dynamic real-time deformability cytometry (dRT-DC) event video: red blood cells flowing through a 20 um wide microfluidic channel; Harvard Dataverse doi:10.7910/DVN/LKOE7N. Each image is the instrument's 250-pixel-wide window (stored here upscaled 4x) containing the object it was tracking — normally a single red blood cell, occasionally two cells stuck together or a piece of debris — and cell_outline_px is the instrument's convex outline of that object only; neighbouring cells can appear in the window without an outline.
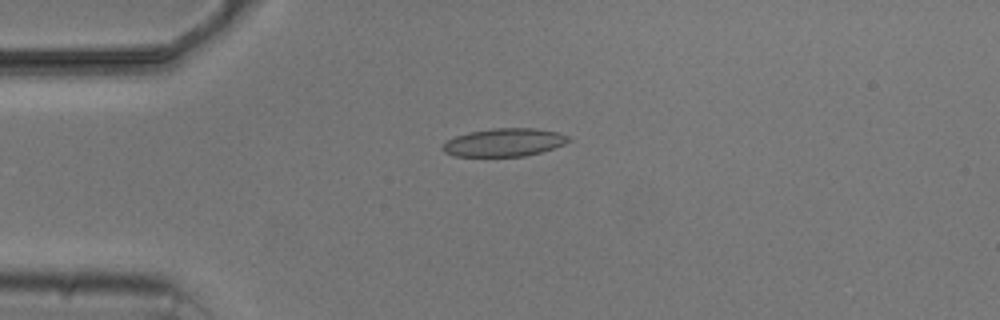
{"species": "common noctule bat (a hibernating species)", "species_latin": "Nyctalus noctula", "temperature_condition": "cold", "stored_images_in_passage": 6, "camera_frame_rate_fps": 3000, "um_per_image_px": 0.085, "animal": {"sex": "male", "body_mass_g": 20.5, "forearm_length_mm": 52.5}, "frame": {"image": 1, "passage_image": 4, "time_ms": 3.667, "image_size_px": [1000, 320], "cell_outline_px": [[572, 140], [564, 144], [540, 152], [524, 156], [452, 156], [444, 152], [440, 148], [448, 140], [456, 136], [468, 132], [492, 128], [532, 128], [556, 132], [568, 136]], "centroid_in_image_um": [42.82, 12.1], "position_along_channel_um": 42.2, "area_um2": 20.46}}